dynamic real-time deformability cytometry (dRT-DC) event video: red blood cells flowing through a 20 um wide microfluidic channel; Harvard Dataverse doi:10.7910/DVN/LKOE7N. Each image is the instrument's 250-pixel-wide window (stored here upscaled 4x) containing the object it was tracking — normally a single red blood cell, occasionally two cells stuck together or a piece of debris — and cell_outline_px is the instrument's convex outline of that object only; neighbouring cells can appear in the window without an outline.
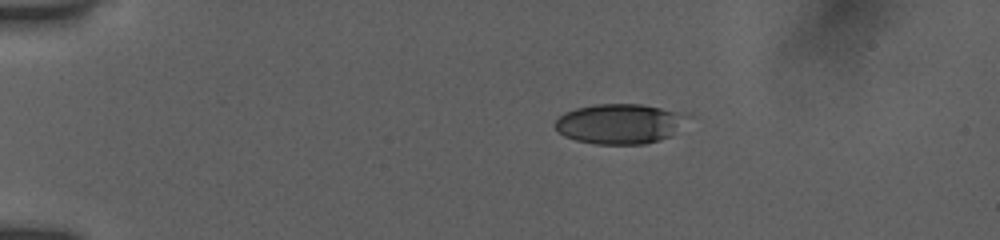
{"species": "human", "species_latin": "Homo sapiens", "temperature_condition": "room temperature", "stored_images_in_passage": 44, "camera_frame_rate_fps": 3000, "um_per_image_px": 0.085, "donor": {"sex": "female"}, "frame": {"image": 1, "passage_image": 1, "time_ms": 0.0, "image_size_px": [1000, 240], "cell_outline_px": [[680, 116], [672, 136], [660, 140], [644, 144], [596, 144], [576, 140], [564, 136], [552, 124], [564, 112], [576, 108], [596, 104], [640, 104], [660, 108], [676, 112]], "centroid_in_image_um": [52.49, 10.53], "position_along_channel_um": 32.5, "area_um2": 29.88}}
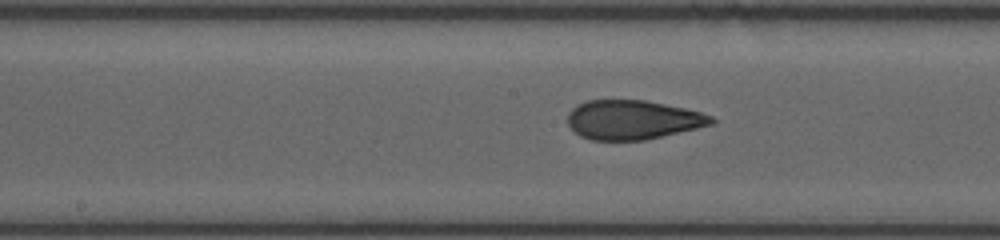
{"frame": {"image": 2, "passage_image": 19, "time_ms": 6.0, "image_size_px": [1000, 240], "cell_outline_px": [[716, 120], [712, 124], [696, 128], [644, 140], [592, 140], [580, 136], [568, 124], [568, 112], [576, 104], [588, 100], [644, 100], [684, 108], [700, 112], [712, 116]], "centroid_in_image_um": [53.75, 10.18], "position_along_channel_um": 194.4, "area_um2": 32.66}}
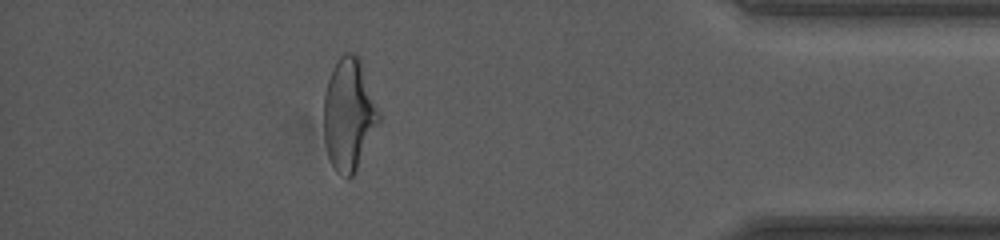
{"frame": {"image": 3, "passage_image": 38, "time_ms": 12.333, "image_size_px": [1000, 240], "cell_outline_px": [[380, 120], [356, 172], [348, 180], [336, 172], [328, 156], [324, 140], [324, 96], [328, 80], [332, 68], [340, 56], [344, 52], [352, 52], [360, 60], [380, 112]], "centroid_in_image_um": [29.65, 9.76], "position_along_channel_um": 405.6, "area_um2": 36.01}, "authors_computed_cell_mechanics": {"area_um2": 33.5818, "velocity_mm_per_s": 3.889, "shape_relaxation_time_tau1_ms": 7.6783, "shape_relaxation_time_tau2_ms": 1.2437, "deformation_change_tau1": 0.2224, "deformation_change_tau2": 0.0863}}